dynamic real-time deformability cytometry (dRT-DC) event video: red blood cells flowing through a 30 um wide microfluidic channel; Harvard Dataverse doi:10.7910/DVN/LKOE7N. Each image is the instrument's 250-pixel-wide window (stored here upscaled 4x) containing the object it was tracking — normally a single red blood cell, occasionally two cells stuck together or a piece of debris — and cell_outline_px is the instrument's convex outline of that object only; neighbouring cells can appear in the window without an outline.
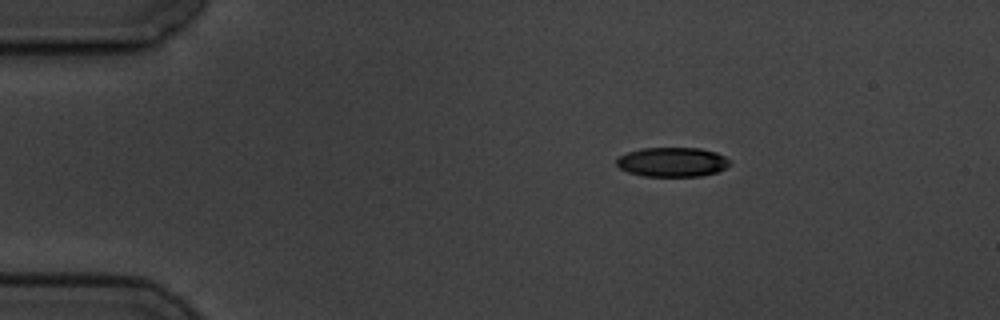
{"species": "common noctule bat (a hibernating species)", "species_latin": "Nyctalus noctula", "temperature_condition": "cold", "stored_images_in_passage": 3, "camera_frame_rate_fps": 3000, "um_per_image_px": 0.085, "animal": {"sex": "male", "body_mass_g": 19.5, "forearm_length_mm": 54.6}, "frame": {"image": 1, "passage_image": 1, "time_ms": 0.0, "image_size_px": [1000, 320], "cell_outline_px": [[732, 164], [716, 172], [700, 176], [644, 176], [628, 172], [620, 168], [616, 164], [616, 160], [620, 156], [628, 152], [640, 148], [700, 148], [716, 152], [724, 156]], "centroid_in_image_um": [57.14, 13.77], "position_along_channel_um": 27.9, "area_um2": 19.36}}